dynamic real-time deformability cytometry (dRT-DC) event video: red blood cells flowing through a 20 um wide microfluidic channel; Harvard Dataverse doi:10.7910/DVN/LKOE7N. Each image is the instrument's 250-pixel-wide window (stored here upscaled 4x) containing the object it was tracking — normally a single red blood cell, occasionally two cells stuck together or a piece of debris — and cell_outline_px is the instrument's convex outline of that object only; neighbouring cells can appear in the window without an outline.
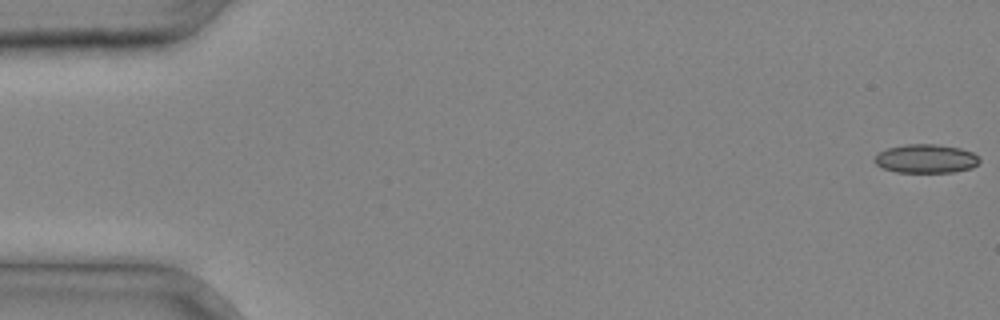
{"species": "common noctule bat (a hibernating species)", "species_latin": "Nyctalus noctula", "temperature_condition": "cold", "stored_images_in_passage": 37, "camera_frame_rate_fps": 3000, "um_per_image_px": 0.085, "animal": {"sex": "male", "body_mass_g": 20.4}, "frame": {"image": 1, "passage_image": 1, "time_ms": 0.0, "image_size_px": [1000, 320], "cell_outline_px": [[980, 160], [972, 168], [952, 172], [896, 172], [884, 168], [876, 164], [872, 160], [880, 152], [888, 148], [904, 144], [940, 144], [960, 148], [972, 152], [980, 156]], "centroid_in_image_um": [78.72, 13.48], "position_along_channel_um": 6.3, "area_um2": 17.63}}
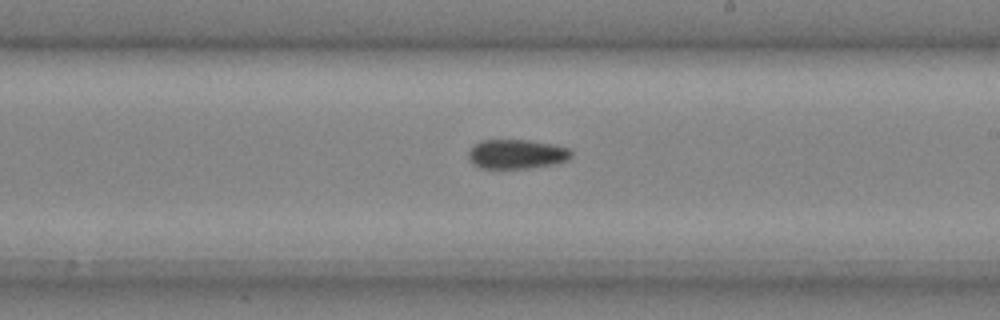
{"frame": {"image": 2, "passage_image": 23, "time_ms": 7.333, "image_size_px": [1000, 320], "cell_outline_px": [[572, 156], [568, 160], [552, 164], [532, 168], [480, 168], [472, 164], [468, 156], [468, 152], [480, 140], [528, 140], [552, 144], [568, 148], [572, 152]], "centroid_in_image_um": [43.91, 13.1], "position_along_channel_um": 245.1, "area_um2": 17.57}}
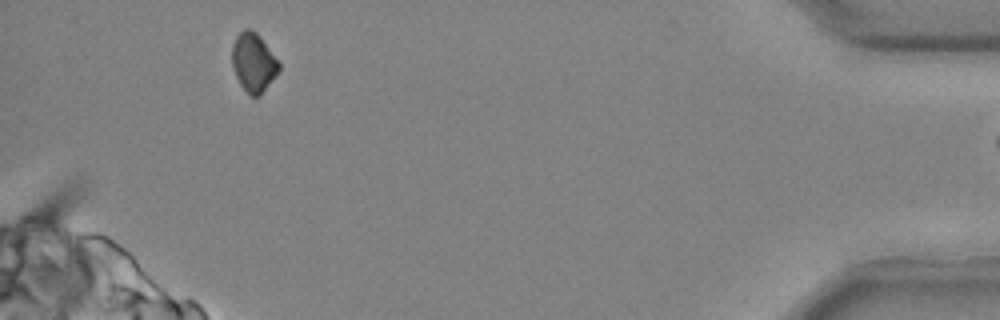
{"frame": {"image": 3, "passage_image": 36, "time_ms": 11.667, "image_size_px": [1000, 320], "cell_outline_px": [[280, 68], [260, 96], [252, 96], [240, 84], [236, 76], [232, 64], [232, 44], [236, 36], [244, 28], [248, 28], [256, 32], [260, 36], [280, 64]], "centroid_in_image_um": [21.53, 5.28], "position_along_channel_um": 413.7, "area_um2": 15.78}}